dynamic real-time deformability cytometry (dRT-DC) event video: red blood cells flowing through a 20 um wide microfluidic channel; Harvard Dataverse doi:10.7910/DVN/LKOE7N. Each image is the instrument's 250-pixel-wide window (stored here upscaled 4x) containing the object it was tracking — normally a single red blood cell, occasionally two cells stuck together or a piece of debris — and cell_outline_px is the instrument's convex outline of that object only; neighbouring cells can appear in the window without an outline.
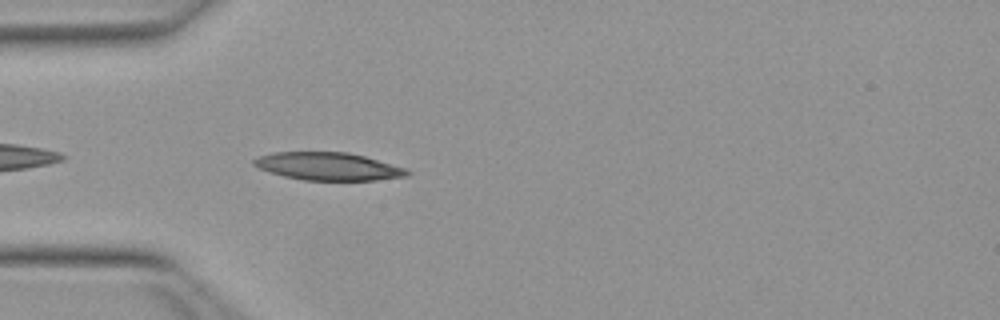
{"species": "Egyptian fruit bat (a non-hibernating species)", "species_latin": "Rousettus aegyptiacus", "temperature_condition": "warm", "stored_images_in_passage": 10, "camera_frame_rate_fps": 3000, "um_per_image_px": 0.085, "animal": {"sex": "female"}, "frame": {"image": 1, "passage_image": 2, "time_ms": 0.333, "image_size_px": [1000, 320], "cell_outline_px": [[412, 172], [408, 176], [376, 180], [304, 180], [284, 176], [260, 168], [252, 164], [252, 160], [260, 156], [272, 152], [348, 152], [364, 156], [408, 168]], "centroid_in_image_um": [27.95, 14.14], "position_along_channel_um": 57.0, "area_um2": 24.8}}
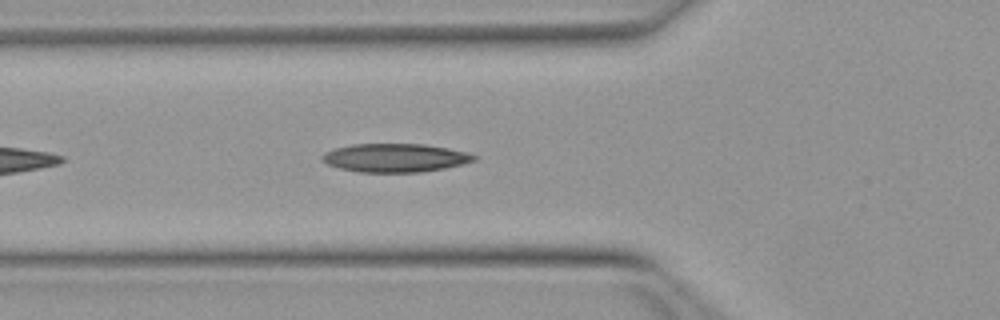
{"frame": {"image": 2, "passage_image": 5, "time_ms": 1.333, "image_size_px": [1000, 320], "cell_outline_px": [[476, 160], [444, 168], [420, 172], [360, 172], [340, 168], [328, 164], [320, 160], [320, 156], [324, 152], [336, 148], [352, 144], [424, 144], [448, 148], [464, 152], [476, 156]], "centroid_in_image_um": [33.53, 13.41], "position_along_channel_um": 92.3, "area_um2": 25.03}}